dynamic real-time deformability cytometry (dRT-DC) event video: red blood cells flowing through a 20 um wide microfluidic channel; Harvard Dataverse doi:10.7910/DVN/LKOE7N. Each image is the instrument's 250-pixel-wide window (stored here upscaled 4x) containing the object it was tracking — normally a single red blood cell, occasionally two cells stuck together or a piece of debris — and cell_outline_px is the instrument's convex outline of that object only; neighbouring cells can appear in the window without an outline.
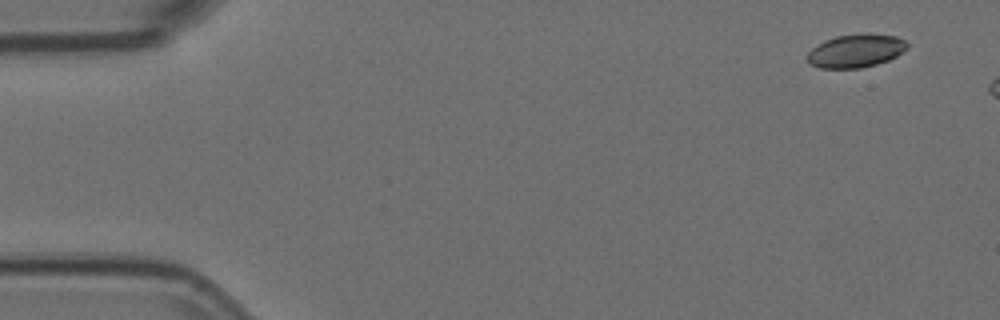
{"species": "Egyptian fruit bat (a non-hibernating species)", "species_latin": "Rousettus aegyptiacus", "temperature_condition": "room temperature", "stored_images_in_passage": 3, "camera_frame_rate_fps": 3000, "um_per_image_px": 0.085, "animal": {"sex": "female"}, "frame": {"image": 1, "passage_image": 1, "time_ms": 0.0, "image_size_px": [1000, 320], "cell_outline_px": [[908, 48], [896, 56], [888, 60], [876, 64], [860, 68], [820, 68], [808, 64], [808, 52], [816, 44], [824, 40], [836, 36], [860, 32], [868, 32], [896, 36], [904, 40], [908, 44]], "centroid_in_image_um": [72.74, 4.29], "position_along_channel_um": 12.3, "area_um2": 19.71}}